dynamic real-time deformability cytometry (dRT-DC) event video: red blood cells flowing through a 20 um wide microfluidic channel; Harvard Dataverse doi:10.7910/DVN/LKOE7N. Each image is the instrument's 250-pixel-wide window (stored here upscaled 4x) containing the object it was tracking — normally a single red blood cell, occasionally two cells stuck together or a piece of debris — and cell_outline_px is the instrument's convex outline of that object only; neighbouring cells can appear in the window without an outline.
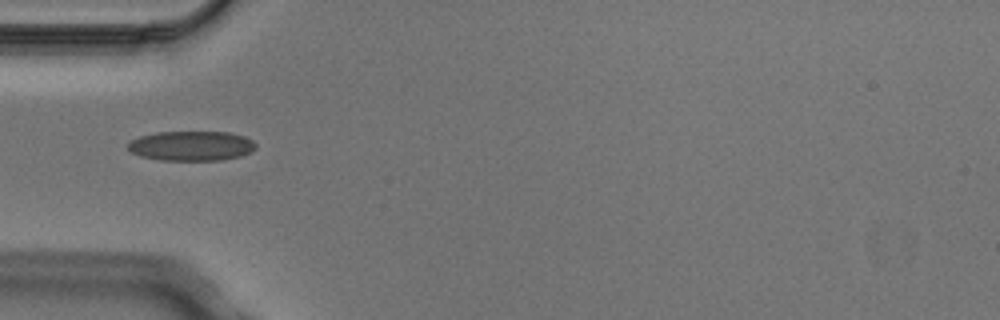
{"species": "Egyptian fruit bat (a non-hibernating species)", "species_latin": "Rousettus aegyptiacus", "temperature_condition": "cold", "stored_images_in_passage": 6, "camera_frame_rate_fps": 3000, "um_per_image_px": 0.085, "animal": {"sex": "male"}, "frame": {"image": 1, "passage_image": 4, "time_ms": 1.0, "image_size_px": [1000, 320], "cell_outline_px": [[256, 148], [252, 152], [240, 156], [220, 160], [160, 160], [140, 156], [132, 152], [128, 148], [128, 144], [132, 140], [140, 136], [156, 132], [228, 132], [244, 136], [252, 140], [256, 144]], "centroid_in_image_um": [16.29, 12.4], "position_along_channel_um": 68.7, "area_um2": 22.14}}
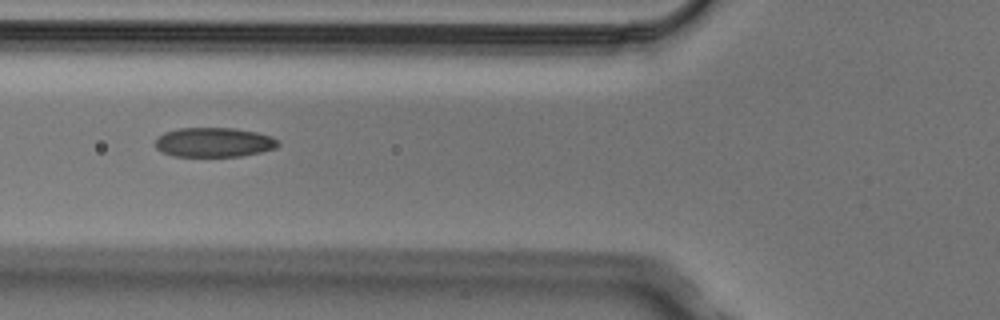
{"frame": {"image": 2, "passage_image": 5, "time_ms": 1.333, "image_size_px": [1000, 320], "cell_outline_px": [[280, 144], [276, 148], [260, 152], [240, 156], [172, 156], [156, 148], [156, 140], [164, 132], [180, 128], [232, 128], [256, 132], [272, 136], [280, 140]], "centroid_in_image_um": [18.23, 12.09], "position_along_channel_um": 107.6, "area_um2": 21.04}}
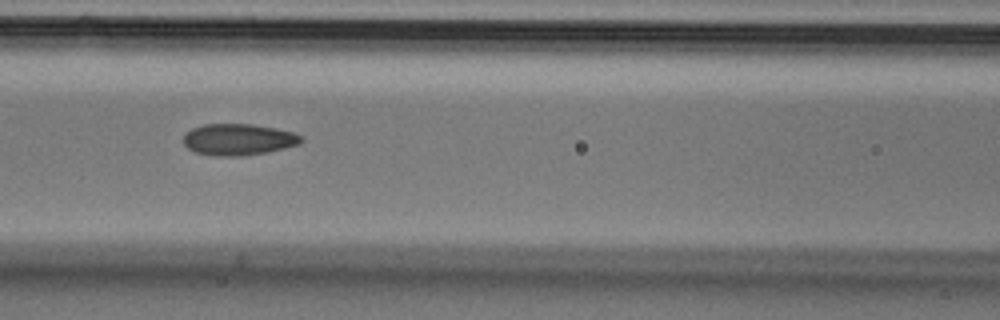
{"frame": {"image": 3, "passage_image": 6, "time_ms": 1.667, "image_size_px": [1000, 320], "cell_outline_px": [[304, 140], [300, 144], [268, 152], [240, 156], [216, 156], [196, 152], [188, 148], [184, 144], [184, 136], [192, 128], [204, 124], [252, 124], [276, 128], [292, 132], [300, 136]], "centroid_in_image_um": [20.28, 11.86], "position_along_channel_um": 146.3, "area_um2": 21.5}}